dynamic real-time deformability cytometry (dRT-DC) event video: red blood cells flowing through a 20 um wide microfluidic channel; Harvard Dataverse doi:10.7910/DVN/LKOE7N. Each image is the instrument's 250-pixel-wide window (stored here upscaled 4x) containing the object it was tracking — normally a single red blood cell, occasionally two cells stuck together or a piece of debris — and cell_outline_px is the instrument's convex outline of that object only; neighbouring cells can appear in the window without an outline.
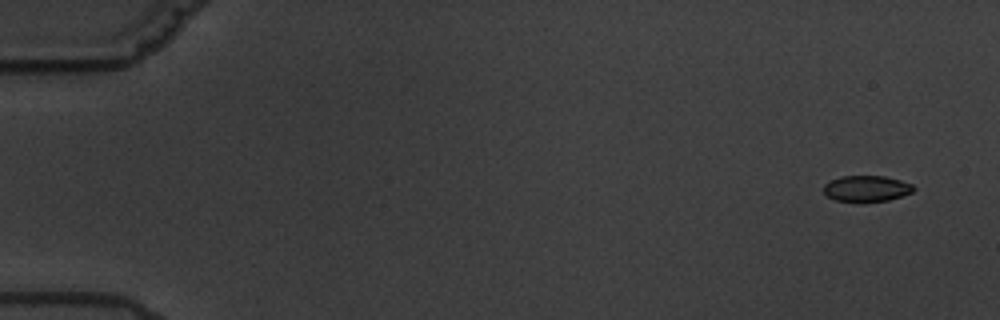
{"species": "common noctule bat (a hibernating species)", "species_latin": "Nyctalus noctula", "temperature_condition": "warm", "stored_images_in_passage": 7, "camera_frame_rate_fps": 3000, "um_per_image_px": 0.085, "animal": {"sex": "male", "body_mass_g": 19.5, "forearm_length_mm": 54.6}, "frame": {"image": 1, "passage_image": 1, "time_ms": 0.0, "image_size_px": [1000, 320], "cell_outline_px": [[916, 188], [912, 192], [888, 200], [864, 204], [856, 204], [836, 200], [828, 196], [824, 192], [824, 184], [840, 176], [884, 176], [900, 180], [912, 184]], "centroid_in_image_um": [73.64, 16.06], "position_along_channel_um": 11.4, "area_um2": 14.05}}
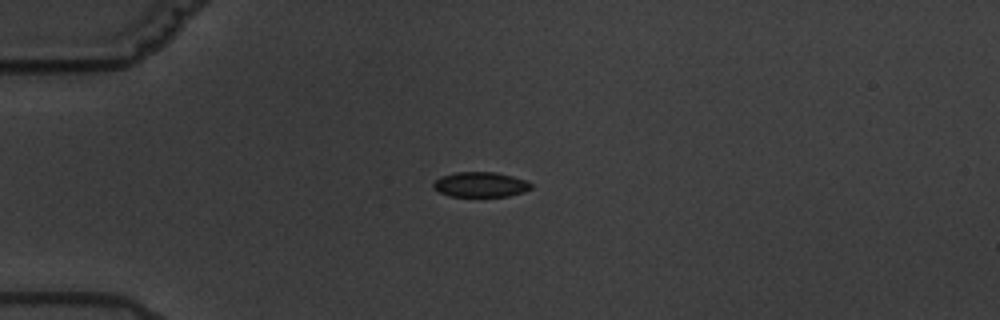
{"frame": {"image": 2, "passage_image": 5, "time_ms": 4.333, "image_size_px": [1000, 320], "cell_outline_px": [[532, 188], [524, 192], [508, 196], [448, 196], [432, 188], [432, 184], [440, 176], [456, 172], [496, 172], [512, 176], [524, 180], [532, 184]], "centroid_in_image_um": [40.82, 15.68], "position_along_channel_um": 44.2, "area_um2": 14.28}}